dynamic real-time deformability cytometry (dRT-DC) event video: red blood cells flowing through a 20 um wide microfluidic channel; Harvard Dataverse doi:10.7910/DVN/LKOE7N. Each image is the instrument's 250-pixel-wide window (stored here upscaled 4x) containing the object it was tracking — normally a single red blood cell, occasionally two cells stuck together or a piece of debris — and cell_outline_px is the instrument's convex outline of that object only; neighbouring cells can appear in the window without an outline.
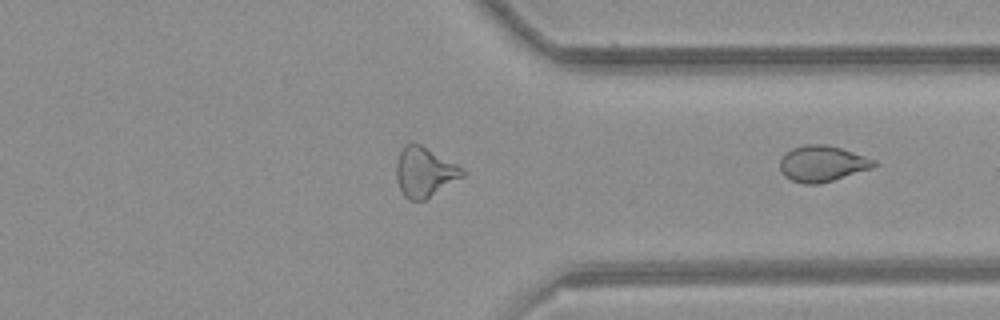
{"species": "common noctule bat (a hibernating species)", "species_latin": "Nyctalus noctula", "temperature_condition": "room temperature", "stored_images_in_passage": 35, "camera_frame_rate_fps": 3000, "um_per_image_px": 0.085, "animal": {"sex": "female", "body_mass_g": 21.9}, "frame": {"image": 1, "passage_image": 35, "time_ms": 11.333, "image_size_px": [1000, 320], "cell_outline_px": [[880, 164], [872, 168], [820, 184], [804, 184], [792, 180], [784, 176], [780, 172], [780, 160], [792, 148], [808, 144], [824, 144], [840, 148], [876, 160]], "centroid_in_image_um": [69.9, 13.92], "position_along_channel_um": 341.5, "area_um2": 19.59}}